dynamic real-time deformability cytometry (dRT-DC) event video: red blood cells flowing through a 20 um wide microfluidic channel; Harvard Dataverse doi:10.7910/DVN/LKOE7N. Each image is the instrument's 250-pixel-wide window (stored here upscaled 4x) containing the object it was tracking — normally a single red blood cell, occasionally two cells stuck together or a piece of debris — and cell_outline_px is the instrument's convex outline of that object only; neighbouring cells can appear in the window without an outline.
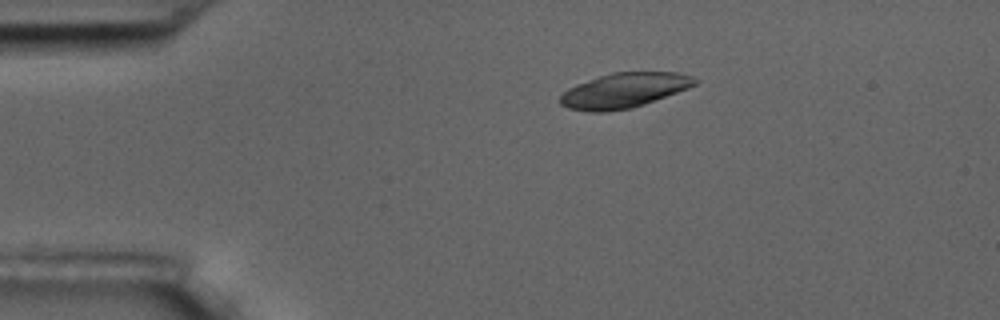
{"species": "common noctule bat (a hibernating species)", "species_latin": "Nyctalus noctula", "temperature_condition": "room temperature", "stored_images_in_passage": 7, "camera_frame_rate_fps": 3000, "um_per_image_px": 0.085, "animal": {"sex": "male", "body_mass_g": 17.5, "forearm_length_mm": 52.3}, "frame": {"image": 1, "passage_image": 4, "time_ms": 3.333, "image_size_px": [1000, 320], "cell_outline_px": [[700, 80], [696, 84], [688, 88], [644, 104], [632, 108], [608, 112], [588, 112], [568, 108], [560, 104], [560, 96], [568, 88], [576, 84], [612, 72], [676, 72], [692, 76]], "centroid_in_image_um": [53.04, 7.69], "position_along_channel_um": 32.0, "area_um2": 27.4}}
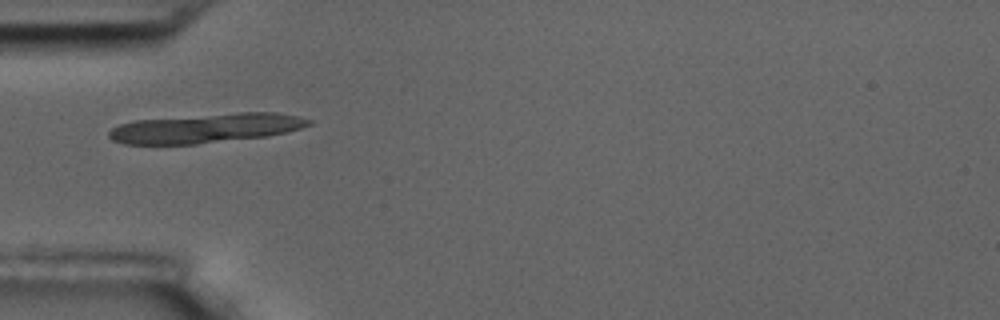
{"frame": {"image": 2, "passage_image": 6, "time_ms": 5.667, "image_size_px": [1000, 320], "cell_outline_px": [[312, 124], [288, 132], [268, 136], [196, 144], [124, 144], [112, 140], [108, 136], [108, 132], [112, 128], [120, 124], [132, 120], [240, 112], [276, 112], [300, 116], [312, 120]], "centroid_in_image_um": [17.52, 10.89], "position_along_channel_um": 67.5, "area_um2": 34.33}}